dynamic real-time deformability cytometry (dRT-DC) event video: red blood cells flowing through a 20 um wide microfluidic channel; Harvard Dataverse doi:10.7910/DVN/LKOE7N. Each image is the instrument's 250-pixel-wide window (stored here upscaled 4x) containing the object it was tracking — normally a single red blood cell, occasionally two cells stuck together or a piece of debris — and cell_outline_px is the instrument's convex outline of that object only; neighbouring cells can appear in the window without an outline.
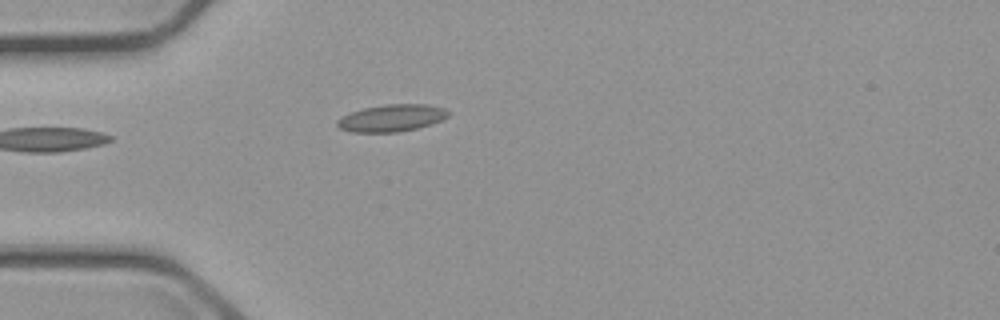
{"species": "common noctule bat (a hibernating species)", "species_latin": "Nyctalus noctula", "temperature_condition": "cold", "stored_images_in_passage": 4, "camera_frame_rate_fps": 3000, "um_per_image_px": 0.085, "animal": {"sex": "male", "body_mass_g": 23.1, "forearm_length_mm": 52.7}, "frame": {"image": 1, "passage_image": 4, "time_ms": 4.333, "image_size_px": [1000, 320], "cell_outline_px": [[448, 116], [432, 124], [416, 128], [396, 132], [352, 132], [340, 128], [336, 124], [336, 120], [352, 112], [364, 108], [384, 104], [428, 104], [444, 108], [448, 112]], "centroid_in_image_um": [33.29, 10.02], "position_along_channel_um": 51.7, "area_um2": 17.34}}